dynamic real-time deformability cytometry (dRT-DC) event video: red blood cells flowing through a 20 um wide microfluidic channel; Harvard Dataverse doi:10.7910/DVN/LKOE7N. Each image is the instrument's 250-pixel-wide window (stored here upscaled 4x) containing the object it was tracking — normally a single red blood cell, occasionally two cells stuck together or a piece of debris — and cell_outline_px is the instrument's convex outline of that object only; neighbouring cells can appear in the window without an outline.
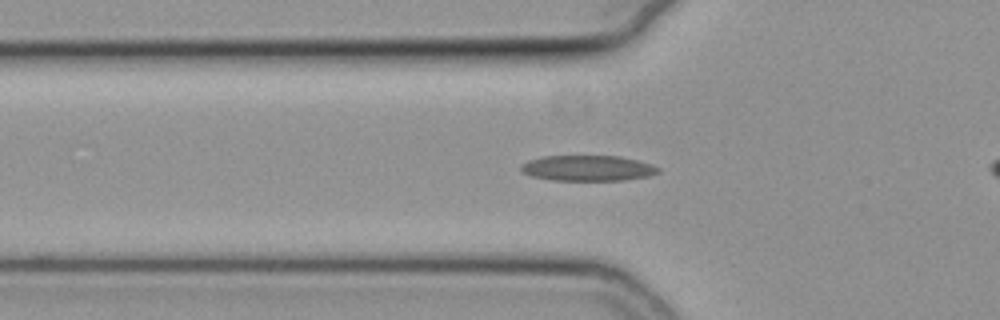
{"species": "common noctule bat (a hibernating species)", "species_latin": "Nyctalus noctula", "temperature_condition": "cold", "stored_images_in_passage": 46, "camera_frame_rate_fps": 3000, "um_per_image_px": 0.085, "animal": {"sex": "female", "body_mass_g": 19.3, "forearm_length_mm": 54.1}, "frame": {"image": 1, "passage_image": 16, "time_ms": 5.0, "image_size_px": [1000, 320], "cell_outline_px": [[660, 172], [648, 176], [624, 180], [552, 180], [532, 176], [524, 172], [520, 168], [520, 164], [528, 160], [544, 156], [620, 156], [652, 164], [660, 168]], "centroid_in_image_um": [49.96, 14.29], "position_along_channel_um": 75.8, "area_um2": 20.4}}
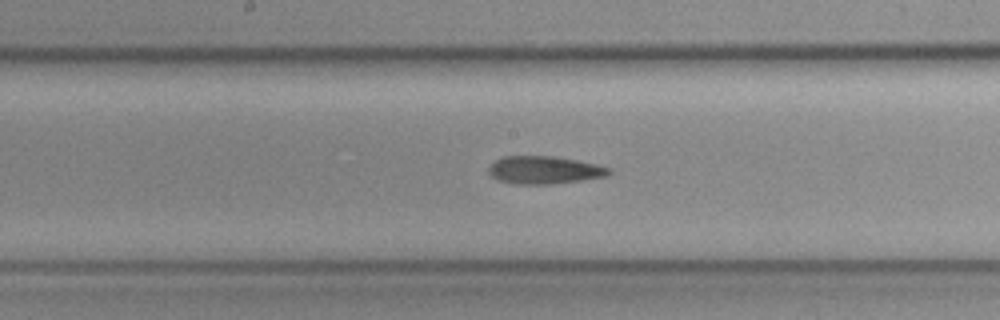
{"frame": {"image": 2, "passage_image": 26, "time_ms": 8.333, "image_size_px": [1000, 320], "cell_outline_px": [[612, 172], [608, 176], [552, 184], [520, 184], [500, 180], [492, 176], [488, 172], [488, 168], [496, 160], [504, 156], [552, 156], [576, 160], [596, 164], [612, 168]], "centroid_in_image_um": [46.31, 14.45], "position_along_channel_um": 201.9, "area_um2": 19.31}}
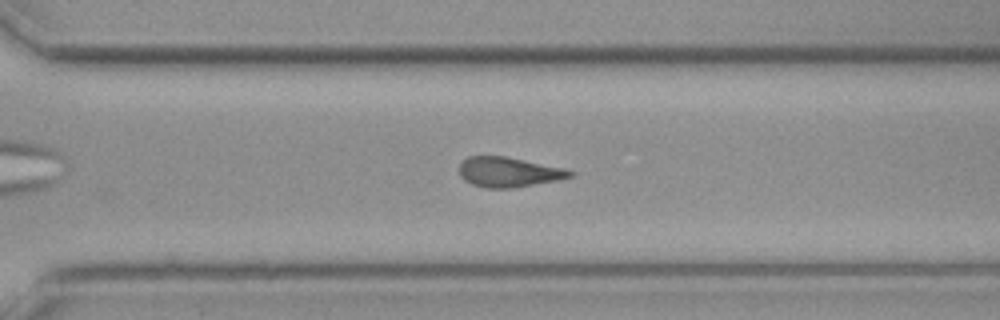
{"frame": {"image": 3, "passage_image": 36, "time_ms": 11.667, "image_size_px": [1000, 320], "cell_outline_px": [[576, 172], [572, 176], [556, 180], [512, 188], [484, 188], [472, 184], [464, 180], [460, 176], [460, 164], [468, 156], [508, 156], [564, 168]], "centroid_in_image_um": [43.23, 14.62], "position_along_channel_um": 327.4, "area_um2": 19.31}, "authors_computed_cell_mechanics": {"area_um2": 19.6231, "velocity_mm_per_s": 3.7732, "shape_relaxation_time_tau1_ms": null, "shape_relaxation_time_tau2_ms": 5.1676, "deformation_change_tau1": null, "deformation_change_tau2": 0.1572}}